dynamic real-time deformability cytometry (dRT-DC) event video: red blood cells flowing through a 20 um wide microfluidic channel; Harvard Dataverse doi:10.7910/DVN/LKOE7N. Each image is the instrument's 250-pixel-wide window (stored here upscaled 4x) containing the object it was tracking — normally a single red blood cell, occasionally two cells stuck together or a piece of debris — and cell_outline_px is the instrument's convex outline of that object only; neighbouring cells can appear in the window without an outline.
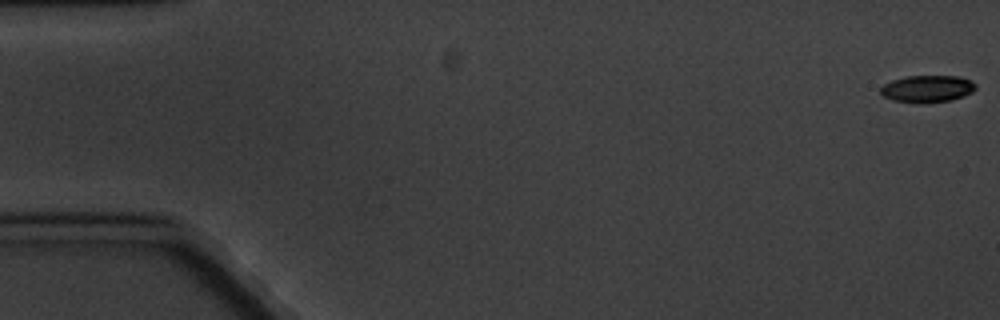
{"species": "common noctule bat (a hibernating species)", "species_latin": "Nyctalus noctula", "temperature_condition": "cold", "stored_images_in_passage": 7, "camera_frame_rate_fps": 3000, "um_per_image_px": 0.085, "animal": {"sex": "male", "body_mass_g": 20.1, "forearm_length_mm": 53.5}, "frame": {"image": 1, "passage_image": 1, "time_ms": 0.0, "image_size_px": [1000, 320], "cell_outline_px": [[976, 88], [972, 92], [964, 96], [952, 100], [892, 100], [884, 96], [880, 92], [880, 88], [884, 84], [892, 80], [908, 76], [960, 76], [976, 84]], "centroid_in_image_um": [78.85, 7.49], "position_along_channel_um": 6.2, "area_um2": 14.22}}
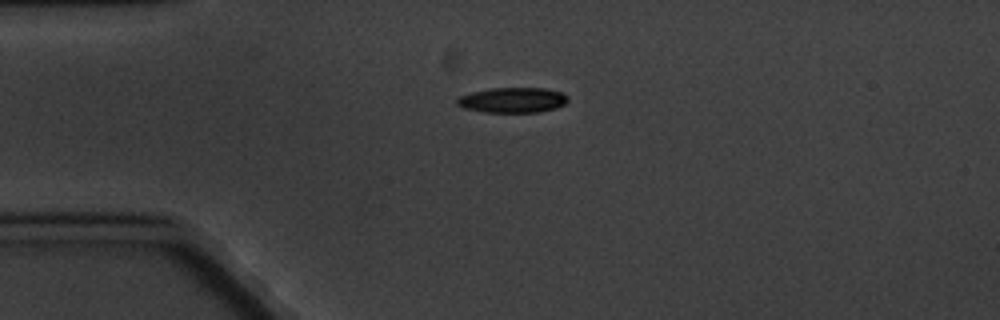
{"frame": {"image": 2, "passage_image": 5, "time_ms": 4.667, "image_size_px": [1000, 320], "cell_outline_px": [[568, 100], [564, 104], [556, 108], [540, 112], [484, 112], [464, 108], [456, 104], [456, 100], [460, 96], [472, 92], [492, 88], [544, 88], [560, 92], [568, 96]], "centroid_in_image_um": [43.57, 8.51], "position_along_channel_um": 41.4, "area_um2": 16.24}}